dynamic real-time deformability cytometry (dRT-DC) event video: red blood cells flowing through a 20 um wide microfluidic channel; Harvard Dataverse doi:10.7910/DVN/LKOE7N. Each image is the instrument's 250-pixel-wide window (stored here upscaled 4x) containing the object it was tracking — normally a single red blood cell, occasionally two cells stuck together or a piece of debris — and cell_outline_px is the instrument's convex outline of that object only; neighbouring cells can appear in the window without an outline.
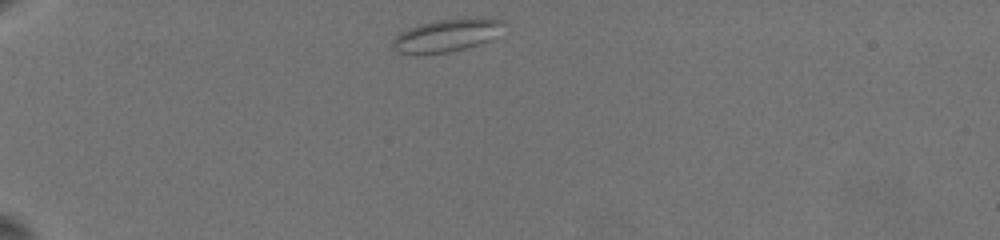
{"species": "common noctule bat (a hibernating species)", "species_latin": "Nyctalus noctula", "temperature_condition": "warm", "stored_images_in_passage": 8, "camera_frame_rate_fps": 3000, "um_per_image_px": 0.085, "animal": {"sex": "female", "body_mass_g": 19.5, "forearm_length_mm": 54.1}, "frame": {"image": 1, "passage_image": 1, "time_ms": 0.0, "image_size_px": [1000, 240], "cell_outline_px": [[504, 24], [492, 40], [480, 44], [448, 52], [396, 52], [392, 48], [392, 40], [400, 32], [408, 28], [432, 20], [464, 16], [488, 16], [504, 20]], "centroid_in_image_um": [38.04, 2.93], "position_along_channel_um": 47.0, "area_um2": 21.5}}
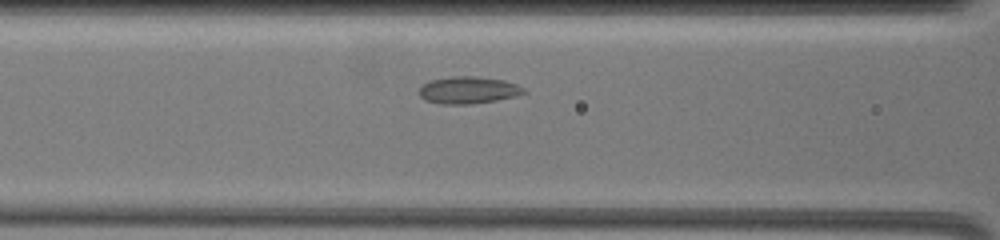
{"frame": {"image": 2, "passage_image": 6, "time_ms": 3.667, "image_size_px": [1000, 240], "cell_outline_px": [[528, 92], [516, 96], [496, 100], [472, 104], [444, 104], [424, 100], [420, 96], [420, 88], [428, 80], [452, 76], [476, 76], [504, 80], [516, 84], [524, 88]], "centroid_in_image_um": [39.82, 7.65], "position_along_channel_um": 126.8, "area_um2": 16.59}}
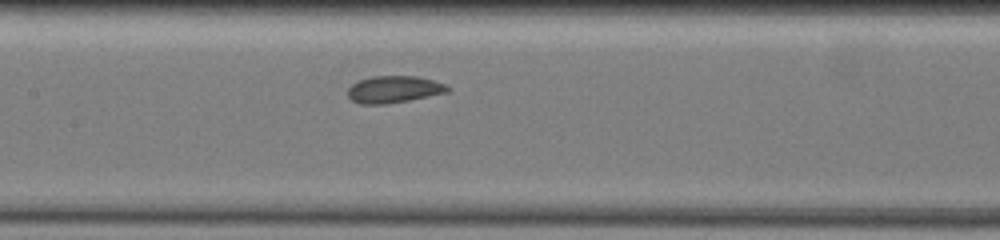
{"frame": {"image": 3, "passage_image": 8, "time_ms": 5.0, "image_size_px": [1000, 240], "cell_outline_px": [[452, 88], [448, 92], [388, 104], [360, 104], [352, 100], [348, 96], [348, 88], [352, 84], [360, 80], [372, 76], [416, 76], [432, 80], [444, 84]], "centroid_in_image_um": [33.47, 7.6], "position_along_channel_um": 173.9, "area_um2": 15.61}}